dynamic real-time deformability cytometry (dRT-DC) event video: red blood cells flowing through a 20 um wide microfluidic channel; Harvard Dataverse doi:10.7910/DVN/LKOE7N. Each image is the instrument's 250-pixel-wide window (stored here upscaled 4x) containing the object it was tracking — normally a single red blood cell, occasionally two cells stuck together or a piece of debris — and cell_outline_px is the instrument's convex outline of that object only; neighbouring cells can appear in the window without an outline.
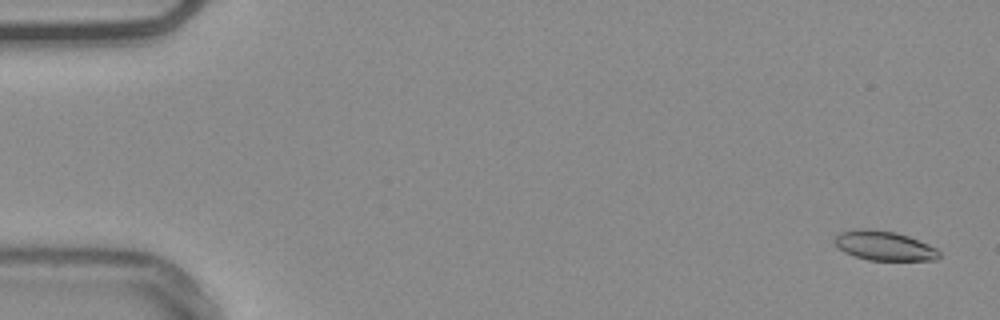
{"species": "common noctule bat (a hibernating species)", "species_latin": "Nyctalus noctula", "temperature_condition": "warm", "stored_images_in_passage": 55, "camera_frame_rate_fps": 3000, "um_per_image_px": 0.085, "animal": {"sex": "male", "body_mass_g": 20.4}, "frame": {"image": 1, "passage_image": 2, "time_ms": 0.333, "image_size_px": [1000, 320], "cell_outline_px": [[940, 256], [936, 260], [868, 260], [844, 252], [832, 240], [840, 232], [860, 228], [864, 228], [896, 232], [908, 236], [928, 244], [936, 248], [940, 252]], "centroid_in_image_um": [75.16, 20.88], "position_along_channel_um": 9.8, "area_um2": 17.86}}
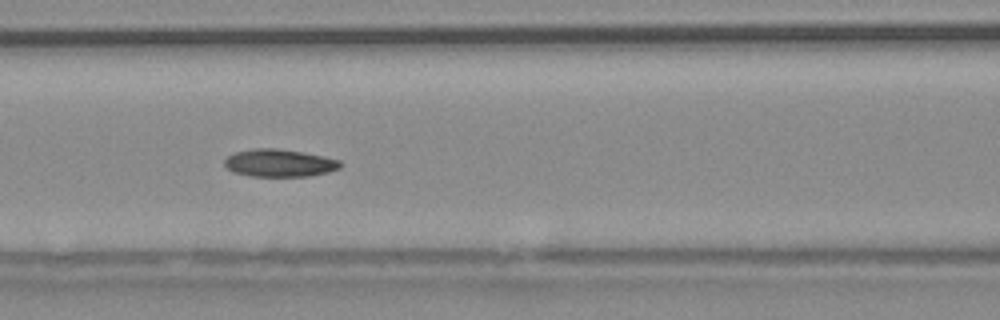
{"frame": {"image": 2, "passage_image": 24, "time_ms": 7.667, "image_size_px": [1000, 320], "cell_outline_px": [[340, 168], [328, 172], [312, 176], [252, 176], [232, 172], [224, 164], [224, 160], [232, 152], [252, 148], [276, 148], [324, 156], [340, 160]], "centroid_in_image_um": [23.72, 13.85], "position_along_channel_um": 142.9, "area_um2": 18.67}}
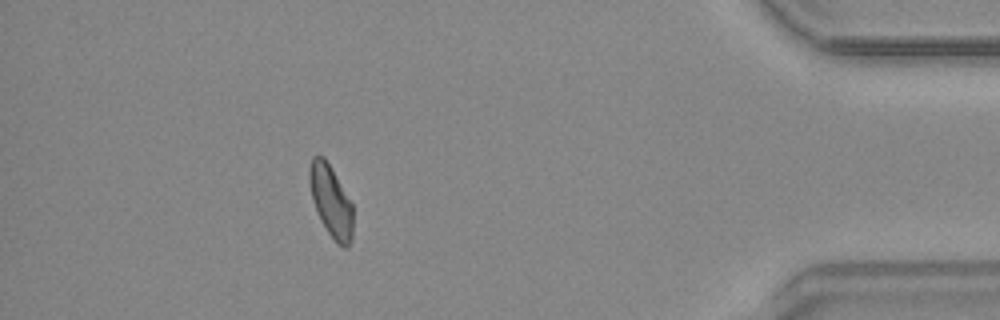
{"frame": {"image": 3, "passage_image": 49, "time_ms": 16.0, "image_size_px": [1000, 320], "cell_outline_px": [[352, 240], [348, 248], [344, 248], [336, 244], [320, 220], [316, 212], [312, 200], [308, 180], [308, 172], [312, 156], [324, 156], [352, 204]], "centroid_in_image_um": [28.1, 17.13], "position_along_channel_um": 407.1, "area_um2": 18.26}, "authors_computed_cell_mechanics": {"area_um2": 18.3804, "velocity_mm_per_s": 3.7516, "shape_relaxation_time_tau1_ms": null, "shape_relaxation_time_tau2_ms": 5.5595, "deformation_change_tau1": null, "deformation_change_tau2": 0.1195}}